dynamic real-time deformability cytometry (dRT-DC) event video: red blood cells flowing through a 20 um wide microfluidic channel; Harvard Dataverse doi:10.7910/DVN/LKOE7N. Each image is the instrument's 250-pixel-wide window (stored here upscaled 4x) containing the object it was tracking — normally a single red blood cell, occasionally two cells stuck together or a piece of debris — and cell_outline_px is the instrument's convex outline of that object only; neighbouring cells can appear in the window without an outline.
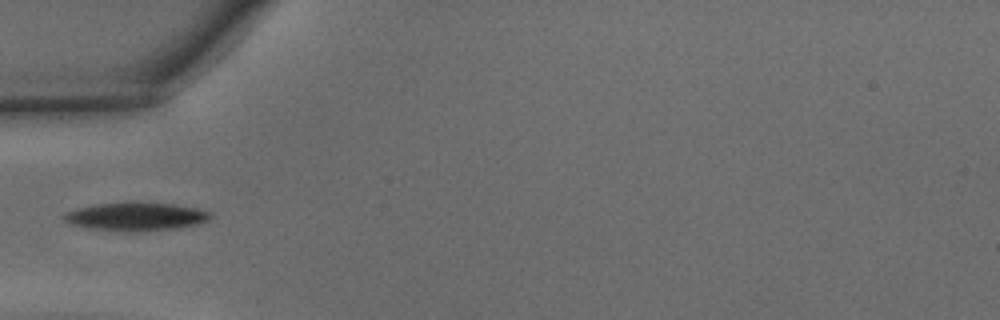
{"species": "common noctule bat (a hibernating species)", "species_latin": "Nyctalus noctula", "temperature_condition": "warm", "stored_images_in_passage": 21, "camera_frame_rate_fps": 3000, "um_per_image_px": 0.085, "animal": {"sex": "male", "body_mass_g": 15.6}, "frame": {"image": 1, "passage_image": 1, "time_ms": 0.0, "image_size_px": [1000, 320], "cell_outline_px": [[212, 216], [208, 220], [196, 224], [176, 228], [88, 228], [72, 224], [64, 220], [60, 216], [76, 208], [96, 204], [176, 204], [196, 208], [212, 212]], "centroid_in_image_um": [11.57, 18.37], "position_along_channel_um": 73.4, "area_um2": 22.2}}